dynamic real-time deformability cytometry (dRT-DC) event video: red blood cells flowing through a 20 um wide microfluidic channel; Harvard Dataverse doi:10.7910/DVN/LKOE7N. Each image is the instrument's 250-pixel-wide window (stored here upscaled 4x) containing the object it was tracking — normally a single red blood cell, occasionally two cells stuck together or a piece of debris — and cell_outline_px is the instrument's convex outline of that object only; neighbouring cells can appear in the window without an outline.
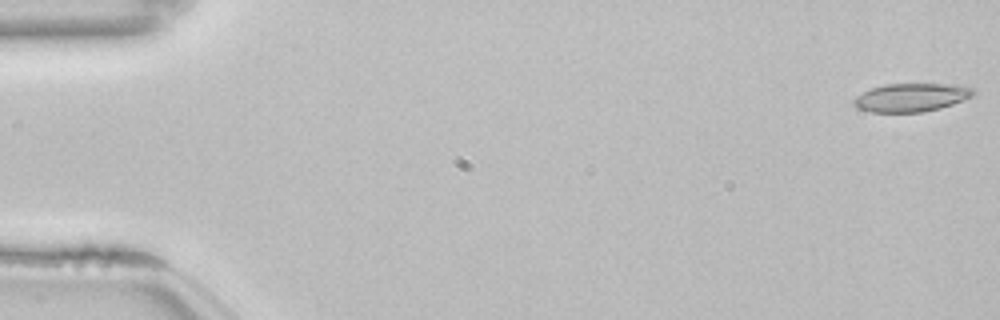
{"species": "common noctule bat (a hibernating species)", "species_latin": "Nyctalus noctula", "temperature_condition": "room temperature", "stored_images_in_passage": 54, "camera_frame_rate_fps": 3000, "um_per_image_px": 0.085, "animal": {"sex": "female", "body_mass_g": 22.7, "forearm_length_mm": 54.2}, "frame": {"image": 1, "passage_image": 1, "time_ms": 0.0, "image_size_px": [1000, 320], "cell_outline_px": [[976, 92], [972, 96], [952, 104], [940, 108], [920, 112], [872, 112], [856, 108], [852, 104], [852, 100], [856, 96], [872, 88], [884, 84], [944, 84], [972, 88]], "centroid_in_image_um": [77.39, 8.29], "position_along_channel_um": 7.6, "area_um2": 19.54}}
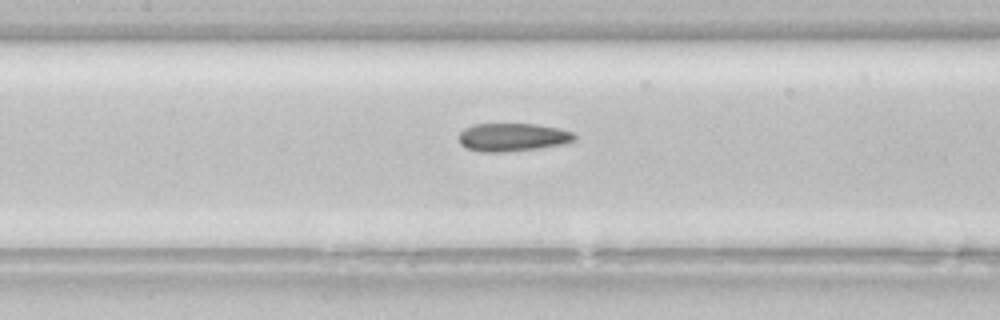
{"frame": {"image": 2, "passage_image": 25, "time_ms": 8.0, "image_size_px": [1000, 320], "cell_outline_px": [[576, 140], [564, 144], [540, 148], [504, 152], [480, 152], [468, 148], [460, 144], [460, 132], [464, 128], [472, 124], [536, 124], [560, 128], [572, 132], [576, 136]], "centroid_in_image_um": [43.59, 11.66], "position_along_channel_um": 163.8, "area_um2": 19.07}}
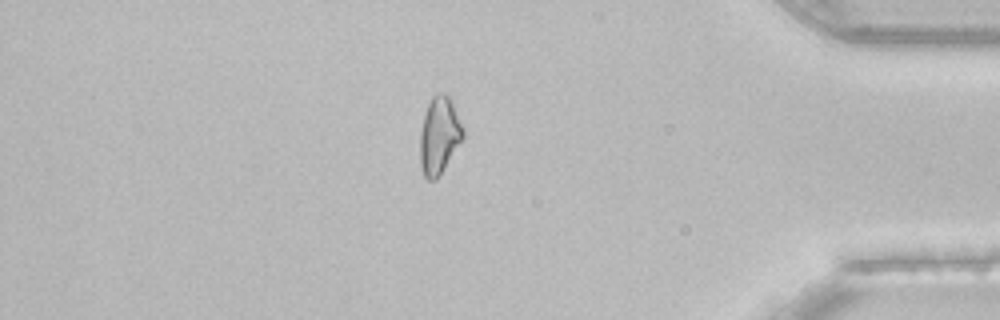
{"frame": {"image": 3, "passage_image": 46, "time_ms": 15.0, "image_size_px": [1000, 320], "cell_outline_px": [[464, 140], [440, 176], [436, 180], [428, 180], [424, 176], [420, 168], [420, 132], [424, 116], [428, 104], [432, 96], [436, 92], [444, 92], [452, 100], [464, 128]], "centroid_in_image_um": [37.36, 11.54], "position_along_channel_um": 397.8, "area_um2": 19.94}, "authors_computed_cell_mechanics": {"area_um2": 19.5364, "velocity_mm_per_s": 3.8564, "shape_relaxation_time_tau1_ms": null, "shape_relaxation_time_tau2_ms": 2.178, "deformation_change_tau1": null, "deformation_change_tau2": 0.0966}}